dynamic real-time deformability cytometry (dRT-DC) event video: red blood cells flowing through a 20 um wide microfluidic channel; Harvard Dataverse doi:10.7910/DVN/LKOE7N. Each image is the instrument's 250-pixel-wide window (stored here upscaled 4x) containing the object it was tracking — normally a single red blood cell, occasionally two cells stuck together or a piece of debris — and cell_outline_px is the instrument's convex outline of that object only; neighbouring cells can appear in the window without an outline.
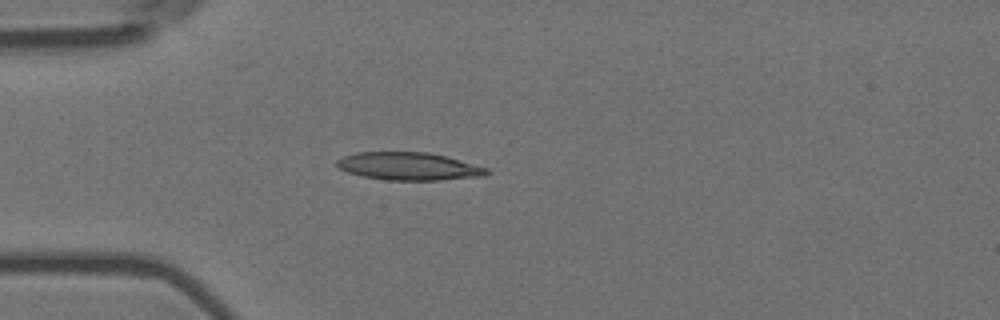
{"species": "Egyptian fruit bat (a non-hibernating species)", "species_latin": "Rousettus aegyptiacus", "temperature_condition": "room temperature", "stored_images_in_passage": 2, "camera_frame_rate_fps": 3000, "um_per_image_px": 0.085, "animal": {"sex": "female"}, "frame": {"image": 1, "passage_image": 1, "time_ms": 0.0, "image_size_px": [1000, 320], "cell_outline_px": [[492, 172], [484, 176], [440, 180], [384, 180], [364, 176], [348, 172], [340, 168], [336, 164], [336, 160], [344, 156], [356, 152], [428, 152], [448, 156], [488, 168]], "centroid_in_image_um": [34.79, 14.13], "position_along_channel_um": 50.2, "area_um2": 24.39}}